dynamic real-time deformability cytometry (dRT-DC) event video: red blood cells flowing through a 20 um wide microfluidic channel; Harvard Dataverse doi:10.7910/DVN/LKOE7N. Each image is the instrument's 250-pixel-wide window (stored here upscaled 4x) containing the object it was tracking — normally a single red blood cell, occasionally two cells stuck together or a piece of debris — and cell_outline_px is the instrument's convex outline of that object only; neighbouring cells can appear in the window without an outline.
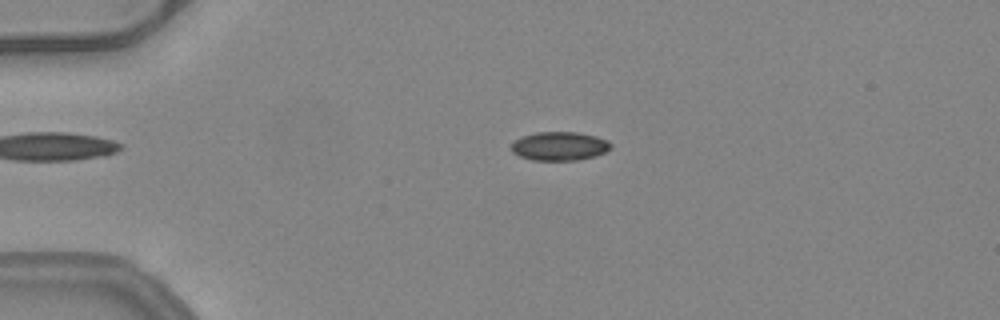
{"species": "common noctule bat (a hibernating species)", "species_latin": "Nyctalus noctula", "temperature_condition": "warm", "stored_images_in_passage": 41, "camera_frame_rate_fps": 3000, "um_per_image_px": 0.085, "animal": {"sex": "female", "body_mass_g": 24.6, "forearm_length_mm": 56.2}, "frame": {"image": 1, "passage_image": 1, "time_ms": 0.0, "image_size_px": [1000, 320], "cell_outline_px": [[612, 148], [596, 156], [580, 160], [532, 160], [520, 156], [512, 152], [508, 148], [516, 140], [524, 136], [536, 132], [576, 132], [596, 136], [608, 140], [612, 144]], "centroid_in_image_um": [47.58, 12.42], "position_along_channel_um": 37.4, "area_um2": 16.76}}
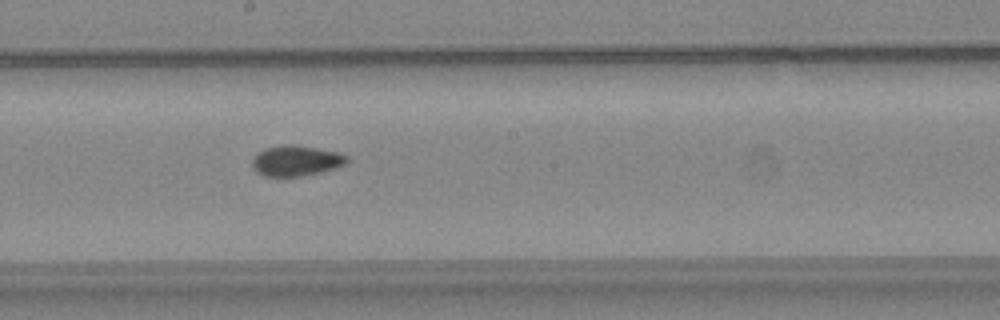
{"frame": {"image": 2, "passage_image": 18, "time_ms": 5.667, "image_size_px": [1000, 320], "cell_outline_px": [[348, 160], [344, 164], [336, 168], [304, 176], [264, 176], [256, 172], [252, 168], [252, 160], [256, 152], [264, 148], [280, 144], [296, 144], [340, 152], [348, 156]], "centroid_in_image_um": [25.14, 13.64], "position_along_channel_um": 223.1, "area_um2": 17.22}}
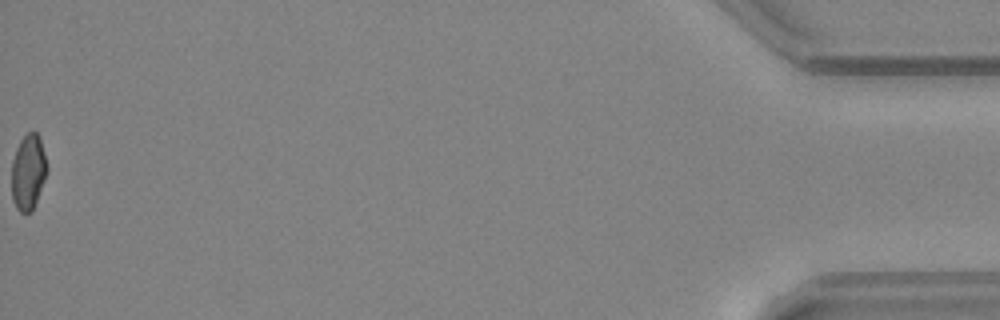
{"frame": {"image": 3, "passage_image": 41, "time_ms": 13.333, "image_size_px": [1000, 320], "cell_outline_px": [[48, 168], [44, 180], [32, 212], [20, 212], [16, 208], [12, 200], [12, 160], [16, 148], [20, 140], [28, 132], [36, 132], [40, 136], [48, 164]], "centroid_in_image_um": [2.4, 14.6], "position_along_channel_um": 432.8, "area_um2": 15.72}, "authors_computed_cell_mechanics": {"area_um2": 16.7042, "velocity_mm_per_s": 4.0258, "shape_relaxation_time_tau1_ms": null, "shape_relaxation_time_tau2_ms": 2.4799, "deformation_change_tau1": null, "deformation_change_tau2": 0.0648}}